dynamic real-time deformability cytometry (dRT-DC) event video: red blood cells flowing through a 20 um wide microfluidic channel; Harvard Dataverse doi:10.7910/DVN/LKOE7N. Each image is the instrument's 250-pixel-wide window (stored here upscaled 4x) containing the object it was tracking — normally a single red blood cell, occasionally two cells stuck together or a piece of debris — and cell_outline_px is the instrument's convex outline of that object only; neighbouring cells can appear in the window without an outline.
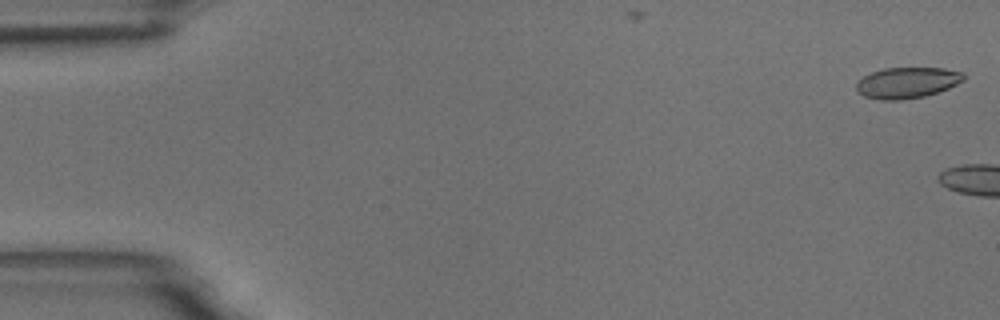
{"species": "common noctule bat (a hibernating species)", "species_latin": "Nyctalus noctula", "temperature_condition": "room temperature", "stored_images_in_passage": 5, "camera_frame_rate_fps": 3000, "um_per_image_px": 0.085, "animal": {"sex": "male", "body_mass_g": 18.8}, "frame": {"image": 1, "passage_image": 1, "time_ms": 0.0, "image_size_px": [1000, 320], "cell_outline_px": [[964, 80], [948, 88], [924, 96], [900, 100], [880, 100], [864, 96], [856, 92], [856, 84], [864, 76], [872, 72], [884, 68], [944, 68], [964, 72]], "centroid_in_image_um": [77.09, 7.03], "position_along_channel_um": 7.9, "area_um2": 19.31}}